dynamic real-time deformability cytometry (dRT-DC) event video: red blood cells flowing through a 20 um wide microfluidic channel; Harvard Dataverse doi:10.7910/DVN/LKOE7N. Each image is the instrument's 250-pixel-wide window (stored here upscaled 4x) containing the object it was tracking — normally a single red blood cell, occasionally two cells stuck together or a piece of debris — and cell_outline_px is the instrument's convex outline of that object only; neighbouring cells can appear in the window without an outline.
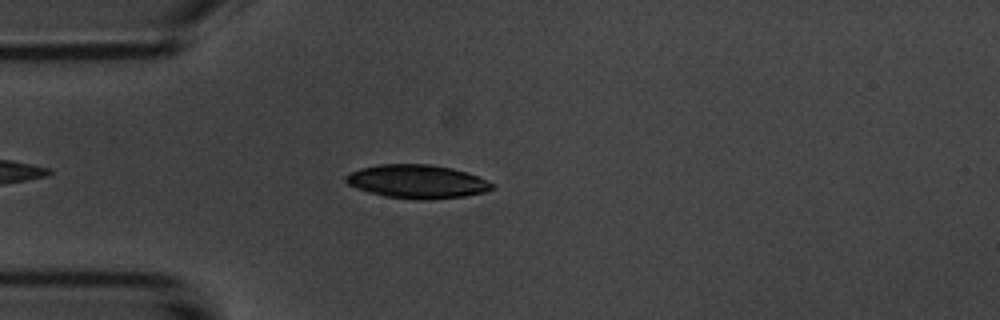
{"species": "common noctule bat (a hibernating species)", "species_latin": "Nyctalus noctula", "temperature_condition": "room temperature", "stored_images_in_passage": 43, "camera_frame_rate_fps": 3000, "um_per_image_px": 0.085, "animal": {"sex": "male", "body_mass_g": 20.1, "forearm_length_mm": 53.5}, "frame": {"image": 1, "passage_image": 6, "time_ms": 1.667, "image_size_px": [1000, 320], "cell_outline_px": [[496, 184], [492, 188], [484, 192], [464, 196], [428, 200], [416, 200], [384, 196], [368, 192], [356, 188], [348, 184], [344, 180], [344, 176], [360, 168], [380, 164], [432, 164], [452, 168], [476, 176]], "centroid_in_image_um": [35.42, 15.43], "position_along_channel_um": 49.6, "area_um2": 28.61}}
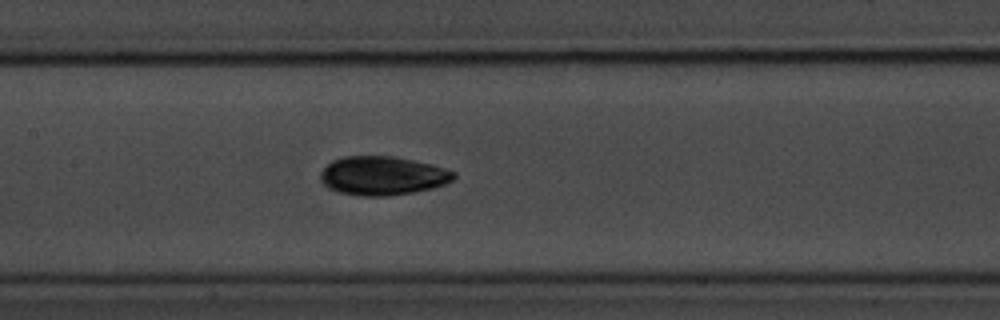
{"frame": {"image": 2, "passage_image": 17, "time_ms": 5.333, "image_size_px": [1000, 320], "cell_outline_px": [[456, 176], [452, 180], [444, 184], [432, 188], [412, 192], [388, 196], [360, 196], [340, 192], [328, 188], [320, 180], [320, 172], [332, 160], [344, 156], [392, 156], [432, 164], [456, 172]], "centroid_in_image_um": [32.5, 14.93], "position_along_channel_um": 174.9, "area_um2": 30.11}}
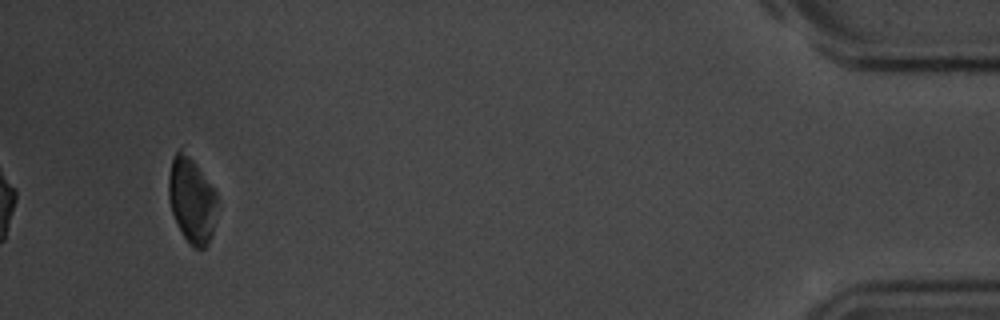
{"frame": {"image": 3, "passage_image": 43, "time_ms": 14.0, "image_size_px": [1000, 320], "cell_outline_px": [[216, 204], [212, 236], [208, 244], [204, 248], [192, 248], [188, 244], [180, 232], [176, 224], [172, 212], [168, 196], [168, 176], [172, 160], [176, 152], [180, 148], [196, 164], [216, 192]], "centroid_in_image_um": [16.27, 17.06], "position_along_channel_um": 418.9, "area_um2": 24.1}, "authors_computed_cell_mechanics": {"area_um2": 28.611, "velocity_mm_per_s": 3.6804, "shape_relaxation_time_tau1_ms": 2.3389, "shape_relaxation_time_tau2_ms": 3.1587, "deformation_change_tau1": 0.1181, "deformation_change_tau2": 0.066}}